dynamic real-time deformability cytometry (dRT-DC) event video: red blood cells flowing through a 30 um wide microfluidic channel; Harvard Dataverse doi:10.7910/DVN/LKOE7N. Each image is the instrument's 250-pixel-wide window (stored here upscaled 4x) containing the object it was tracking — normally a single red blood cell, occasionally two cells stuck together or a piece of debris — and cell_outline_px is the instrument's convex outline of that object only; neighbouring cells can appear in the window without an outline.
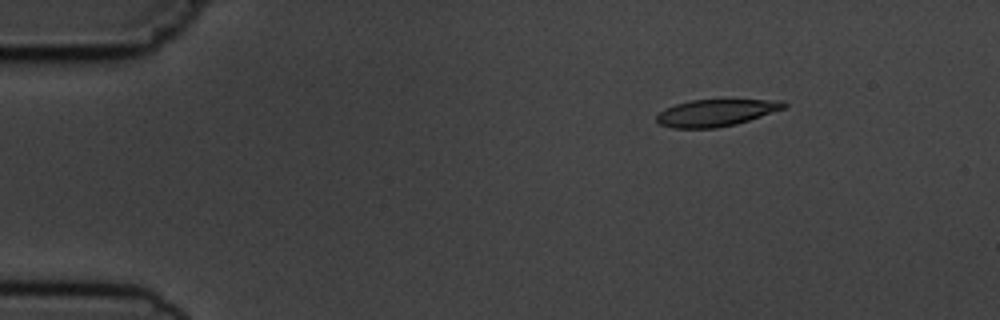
{"species": "common noctule bat (a hibernating species)", "species_latin": "Nyctalus noctula", "temperature_condition": "cold", "stored_images_in_passage": 3, "camera_frame_rate_fps": 3000, "um_per_image_px": 0.085, "animal": {"sex": "male", "body_mass_g": 19.5, "forearm_length_mm": 54.6}, "frame": {"image": 1, "passage_image": 3, "time_ms": 3.333, "image_size_px": [1000, 320], "cell_outline_px": [[788, 104], [784, 108], [736, 124], [716, 128], [672, 128], [660, 124], [656, 120], [656, 116], [664, 108], [676, 104], [692, 100], [724, 96], [784, 100]], "centroid_in_image_um": [60.92, 9.51], "position_along_channel_um": 24.1, "area_um2": 21.1}}